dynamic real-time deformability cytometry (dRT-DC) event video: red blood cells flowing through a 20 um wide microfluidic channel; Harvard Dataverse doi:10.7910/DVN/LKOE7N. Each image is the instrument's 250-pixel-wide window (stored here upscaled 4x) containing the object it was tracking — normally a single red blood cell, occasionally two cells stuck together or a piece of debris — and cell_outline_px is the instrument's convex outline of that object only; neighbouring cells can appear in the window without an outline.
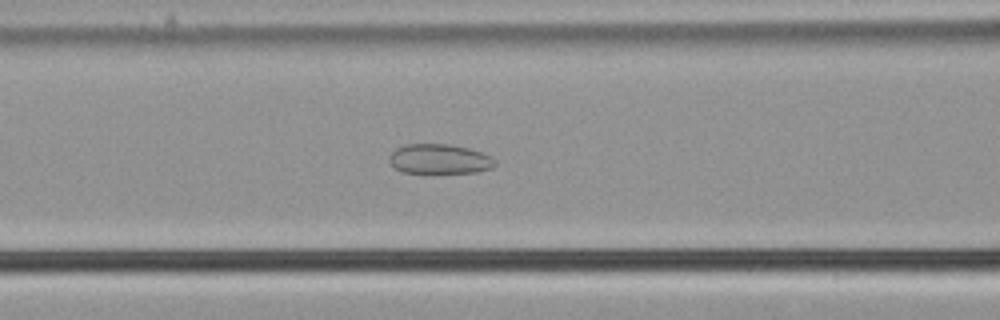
{"species": "common noctule bat (a hibernating species)", "species_latin": "Nyctalus noctula", "temperature_condition": "cold", "stored_images_in_passage": 57, "camera_frame_rate_fps": 3000, "um_per_image_px": 0.085, "animal": {"sex": "male", "body_mass_g": 21.5, "forearm_length_mm": 52.0}, "frame": {"image": 1, "passage_image": 24, "time_ms": 7.667, "image_size_px": [1000, 320], "cell_outline_px": [[496, 164], [492, 168], [476, 172], [404, 172], [396, 168], [388, 160], [388, 156], [396, 148], [404, 144], [448, 144], [468, 148], [492, 156], [496, 160]], "centroid_in_image_um": [37.36, 13.5], "position_along_channel_um": 129.2, "area_um2": 18.21}}
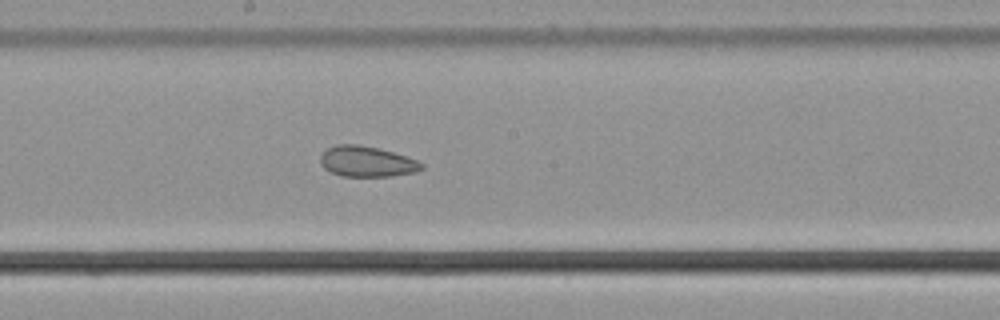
{"frame": {"image": 2, "passage_image": 31, "time_ms": 10.0, "image_size_px": [1000, 320], "cell_outline_px": [[424, 168], [416, 172], [392, 176], [340, 176], [324, 168], [320, 164], [320, 156], [328, 148], [336, 144], [356, 144], [376, 148], [392, 152], [416, 160], [424, 164]], "centroid_in_image_um": [31.17, 13.74], "position_along_channel_um": 217.0, "area_um2": 17.92}}
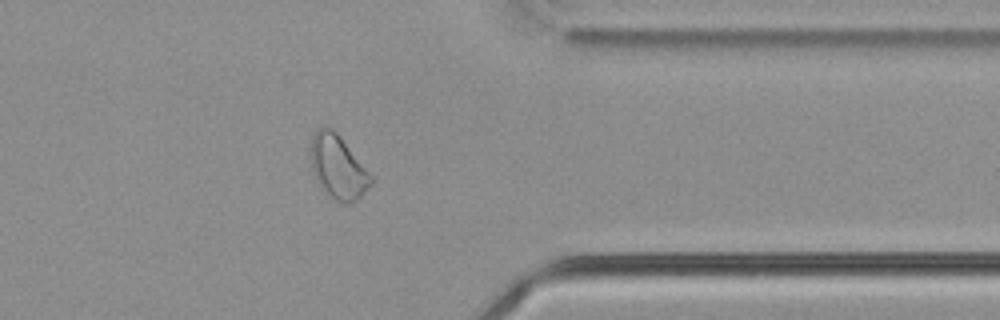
{"frame": {"image": 3, "passage_image": 45, "time_ms": 14.667, "image_size_px": [1000, 320], "cell_outline_px": [[372, 184], [352, 204], [344, 204], [328, 196], [316, 184], [312, 168], [312, 136], [316, 128], [320, 124], [332, 124], [372, 176]], "centroid_in_image_um": [28.7, 14.14], "position_along_channel_um": 382.7, "area_um2": 22.95}}